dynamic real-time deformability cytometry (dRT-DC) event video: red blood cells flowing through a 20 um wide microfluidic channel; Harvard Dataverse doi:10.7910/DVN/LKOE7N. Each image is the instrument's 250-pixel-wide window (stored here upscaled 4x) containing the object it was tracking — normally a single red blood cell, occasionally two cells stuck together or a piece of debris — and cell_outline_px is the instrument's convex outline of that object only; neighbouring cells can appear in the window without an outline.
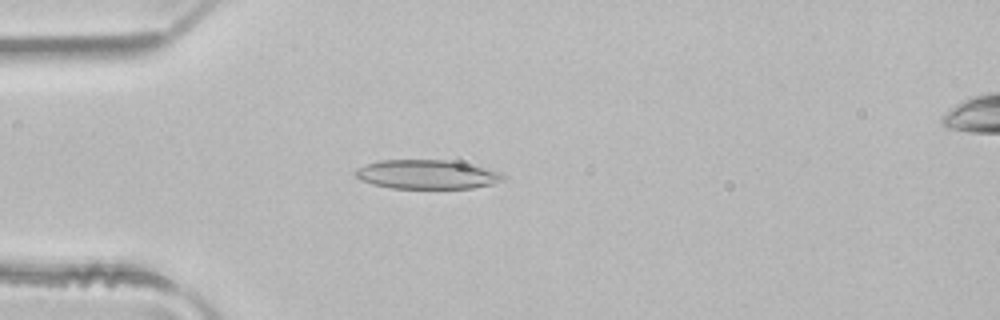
{"species": "common noctule bat (a hibernating species)", "species_latin": "Nyctalus noctula", "temperature_condition": "room temperature", "stored_images_in_passage": 4, "segment_of_instrument_passage": [1, 2], "camera_frame_rate_fps": 3000, "um_per_image_px": 0.085, "animal": {"sex": "male", "body_mass_g": 21.5, "forearm_length_mm": 52.0}, "frame": {"image": 1, "passage_image": 3, "time_ms": 0.667, "image_size_px": [1000, 320], "cell_outline_px": [[504, 180], [492, 184], [472, 188], [392, 188], [372, 184], [360, 180], [352, 172], [356, 168], [364, 164], [380, 160], [448, 160], [484, 168], [500, 172], [504, 176]], "centroid_in_image_um": [36.22, 14.82], "position_along_channel_um": 48.8, "area_um2": 24.97}}